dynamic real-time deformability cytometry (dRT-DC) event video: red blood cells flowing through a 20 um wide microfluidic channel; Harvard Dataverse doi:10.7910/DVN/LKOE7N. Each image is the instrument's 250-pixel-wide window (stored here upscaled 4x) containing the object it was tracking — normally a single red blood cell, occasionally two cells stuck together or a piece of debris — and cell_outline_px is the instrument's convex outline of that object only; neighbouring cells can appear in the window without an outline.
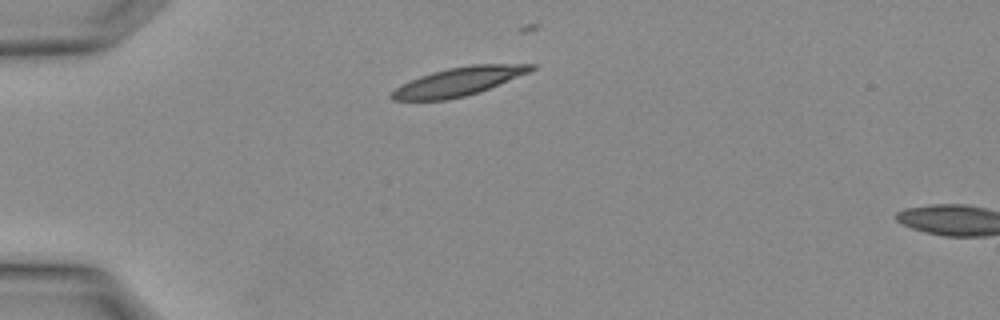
{"species": "Egyptian fruit bat (a non-hibernating species)", "species_latin": "Rousettus aegyptiacus", "temperature_condition": "warm", "stored_images_in_passage": 2, "segment_of_instrument_passage": [1, 2], "camera_frame_rate_fps": 3000, "um_per_image_px": 0.085, "animal": {"sex": "female"}, "frame": {"image": 1, "passage_image": 1, "time_ms": 0.0, "image_size_px": [1000, 320], "cell_outline_px": [[536, 68], [528, 72], [488, 88], [464, 96], [444, 100], [392, 100], [388, 96], [396, 88], [420, 76], [432, 72], [448, 68], [472, 64], [536, 64]], "centroid_in_image_um": [38.96, 6.92], "position_along_channel_um": 46.0, "area_um2": 22.6}}